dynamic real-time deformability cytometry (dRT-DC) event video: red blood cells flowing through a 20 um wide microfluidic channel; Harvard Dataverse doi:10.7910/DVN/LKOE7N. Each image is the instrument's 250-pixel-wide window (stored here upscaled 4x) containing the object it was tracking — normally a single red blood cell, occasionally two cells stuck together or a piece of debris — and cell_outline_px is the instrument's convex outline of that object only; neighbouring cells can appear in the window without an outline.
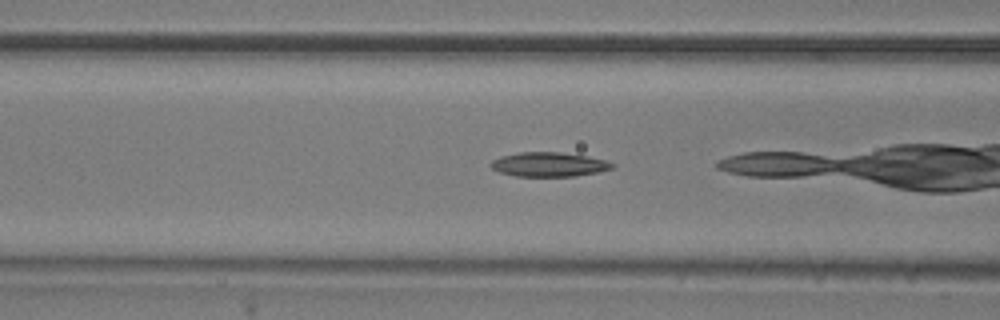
{"species": "common noctule bat (a hibernating species)", "species_latin": "Nyctalus noctula", "temperature_condition": "room temperature", "stored_images_in_passage": 6, "camera_frame_rate_fps": 3000, "um_per_image_px": 0.085, "animal": {"sex": "male", "body_mass_g": 20.5, "forearm_length_mm": 52.5}, "frame": {"image": 1, "passage_image": 4, "time_ms": 1.0, "image_size_px": [1000, 320], "cell_outline_px": [[616, 164], [612, 168], [596, 172], [576, 176], [516, 176], [500, 172], [492, 168], [492, 160], [500, 156], [520, 152], [560, 152], [588, 156], [608, 160]], "centroid_in_image_um": [46.69, 13.97], "position_along_channel_um": 119.9, "area_um2": 17.17}}